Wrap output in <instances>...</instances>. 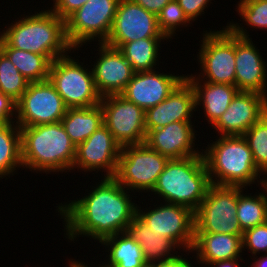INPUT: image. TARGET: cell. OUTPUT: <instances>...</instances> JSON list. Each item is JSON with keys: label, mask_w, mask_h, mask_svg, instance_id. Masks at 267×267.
I'll return each mask as SVG.
<instances>
[{"label": "cell", "mask_w": 267, "mask_h": 267, "mask_svg": "<svg viewBox=\"0 0 267 267\" xmlns=\"http://www.w3.org/2000/svg\"><path fill=\"white\" fill-rule=\"evenodd\" d=\"M95 186L88 195L57 206L61 219L64 218L66 238L71 241L86 236L100 243L125 232L136 214L137 204L131 201V192L114 177H102Z\"/></svg>", "instance_id": "obj_1"}, {"label": "cell", "mask_w": 267, "mask_h": 267, "mask_svg": "<svg viewBox=\"0 0 267 267\" xmlns=\"http://www.w3.org/2000/svg\"><path fill=\"white\" fill-rule=\"evenodd\" d=\"M20 132L23 169L46 174L72 170L76 146L61 121L22 127Z\"/></svg>", "instance_id": "obj_2"}, {"label": "cell", "mask_w": 267, "mask_h": 267, "mask_svg": "<svg viewBox=\"0 0 267 267\" xmlns=\"http://www.w3.org/2000/svg\"><path fill=\"white\" fill-rule=\"evenodd\" d=\"M35 12L12 20V23L1 31V37L11 47L46 55L53 61L68 52L73 53L76 49L67 40L65 20L49 8Z\"/></svg>", "instance_id": "obj_3"}, {"label": "cell", "mask_w": 267, "mask_h": 267, "mask_svg": "<svg viewBox=\"0 0 267 267\" xmlns=\"http://www.w3.org/2000/svg\"><path fill=\"white\" fill-rule=\"evenodd\" d=\"M202 154L212 185L248 189L257 182L261 186L262 174L243 135L219 136Z\"/></svg>", "instance_id": "obj_4"}, {"label": "cell", "mask_w": 267, "mask_h": 267, "mask_svg": "<svg viewBox=\"0 0 267 267\" xmlns=\"http://www.w3.org/2000/svg\"><path fill=\"white\" fill-rule=\"evenodd\" d=\"M203 154L171 159L159 175L152 193L165 203L182 205L195 212L211 186Z\"/></svg>", "instance_id": "obj_5"}, {"label": "cell", "mask_w": 267, "mask_h": 267, "mask_svg": "<svg viewBox=\"0 0 267 267\" xmlns=\"http://www.w3.org/2000/svg\"><path fill=\"white\" fill-rule=\"evenodd\" d=\"M74 58L68 53L52 61L49 81L55 86L67 108L99 105L102 96L96 89L92 69Z\"/></svg>", "instance_id": "obj_6"}, {"label": "cell", "mask_w": 267, "mask_h": 267, "mask_svg": "<svg viewBox=\"0 0 267 267\" xmlns=\"http://www.w3.org/2000/svg\"><path fill=\"white\" fill-rule=\"evenodd\" d=\"M222 29L203 32L197 55L201 72L185 74V79L235 85V34L227 26Z\"/></svg>", "instance_id": "obj_7"}, {"label": "cell", "mask_w": 267, "mask_h": 267, "mask_svg": "<svg viewBox=\"0 0 267 267\" xmlns=\"http://www.w3.org/2000/svg\"><path fill=\"white\" fill-rule=\"evenodd\" d=\"M169 159L146 143L121 147L114 178L132 192H152Z\"/></svg>", "instance_id": "obj_8"}, {"label": "cell", "mask_w": 267, "mask_h": 267, "mask_svg": "<svg viewBox=\"0 0 267 267\" xmlns=\"http://www.w3.org/2000/svg\"><path fill=\"white\" fill-rule=\"evenodd\" d=\"M238 187L211 185L194 212L195 233H222L243 237L236 217Z\"/></svg>", "instance_id": "obj_9"}, {"label": "cell", "mask_w": 267, "mask_h": 267, "mask_svg": "<svg viewBox=\"0 0 267 267\" xmlns=\"http://www.w3.org/2000/svg\"><path fill=\"white\" fill-rule=\"evenodd\" d=\"M120 0H88L66 20V37L74 48L98 41L104 43L110 35Z\"/></svg>", "instance_id": "obj_10"}, {"label": "cell", "mask_w": 267, "mask_h": 267, "mask_svg": "<svg viewBox=\"0 0 267 267\" xmlns=\"http://www.w3.org/2000/svg\"><path fill=\"white\" fill-rule=\"evenodd\" d=\"M67 107L55 86L48 80L29 82L16 102L15 123L20 127L60 122Z\"/></svg>", "instance_id": "obj_11"}, {"label": "cell", "mask_w": 267, "mask_h": 267, "mask_svg": "<svg viewBox=\"0 0 267 267\" xmlns=\"http://www.w3.org/2000/svg\"><path fill=\"white\" fill-rule=\"evenodd\" d=\"M142 210L137 205L136 214L158 234L171 239L180 249L189 255L195 234L194 212L185 206L160 203ZM148 210V211H147ZM146 211V212H145ZM182 247V248H181Z\"/></svg>", "instance_id": "obj_12"}, {"label": "cell", "mask_w": 267, "mask_h": 267, "mask_svg": "<svg viewBox=\"0 0 267 267\" xmlns=\"http://www.w3.org/2000/svg\"><path fill=\"white\" fill-rule=\"evenodd\" d=\"M103 124L121 146L145 143V111L121 94L102 97Z\"/></svg>", "instance_id": "obj_13"}, {"label": "cell", "mask_w": 267, "mask_h": 267, "mask_svg": "<svg viewBox=\"0 0 267 267\" xmlns=\"http://www.w3.org/2000/svg\"><path fill=\"white\" fill-rule=\"evenodd\" d=\"M226 26L235 34V86L267 96V63L259 49L244 26L231 21Z\"/></svg>", "instance_id": "obj_14"}, {"label": "cell", "mask_w": 267, "mask_h": 267, "mask_svg": "<svg viewBox=\"0 0 267 267\" xmlns=\"http://www.w3.org/2000/svg\"><path fill=\"white\" fill-rule=\"evenodd\" d=\"M150 37H165L159 29L157 15L132 0H120L110 35L104 43L119 49L124 43Z\"/></svg>", "instance_id": "obj_15"}, {"label": "cell", "mask_w": 267, "mask_h": 267, "mask_svg": "<svg viewBox=\"0 0 267 267\" xmlns=\"http://www.w3.org/2000/svg\"><path fill=\"white\" fill-rule=\"evenodd\" d=\"M121 146L103 124L76 147L72 170L104 172L103 177H114L118 167Z\"/></svg>", "instance_id": "obj_16"}, {"label": "cell", "mask_w": 267, "mask_h": 267, "mask_svg": "<svg viewBox=\"0 0 267 267\" xmlns=\"http://www.w3.org/2000/svg\"><path fill=\"white\" fill-rule=\"evenodd\" d=\"M267 113V96L238 91L227 110L211 126L218 136L243 135Z\"/></svg>", "instance_id": "obj_17"}, {"label": "cell", "mask_w": 267, "mask_h": 267, "mask_svg": "<svg viewBox=\"0 0 267 267\" xmlns=\"http://www.w3.org/2000/svg\"><path fill=\"white\" fill-rule=\"evenodd\" d=\"M98 45L99 58L97 55L96 62L91 64L96 89L102 97L121 94L135 71L118 48L105 43Z\"/></svg>", "instance_id": "obj_18"}, {"label": "cell", "mask_w": 267, "mask_h": 267, "mask_svg": "<svg viewBox=\"0 0 267 267\" xmlns=\"http://www.w3.org/2000/svg\"><path fill=\"white\" fill-rule=\"evenodd\" d=\"M184 79V74L157 70L135 72L121 95L146 111L164 101Z\"/></svg>", "instance_id": "obj_19"}, {"label": "cell", "mask_w": 267, "mask_h": 267, "mask_svg": "<svg viewBox=\"0 0 267 267\" xmlns=\"http://www.w3.org/2000/svg\"><path fill=\"white\" fill-rule=\"evenodd\" d=\"M193 126L192 121H176L152 129L146 134L145 143L169 160L201 155L202 149L194 148L197 132Z\"/></svg>", "instance_id": "obj_20"}, {"label": "cell", "mask_w": 267, "mask_h": 267, "mask_svg": "<svg viewBox=\"0 0 267 267\" xmlns=\"http://www.w3.org/2000/svg\"><path fill=\"white\" fill-rule=\"evenodd\" d=\"M196 111L193 87L184 79L164 101L145 111L146 132L176 121H191Z\"/></svg>", "instance_id": "obj_21"}, {"label": "cell", "mask_w": 267, "mask_h": 267, "mask_svg": "<svg viewBox=\"0 0 267 267\" xmlns=\"http://www.w3.org/2000/svg\"><path fill=\"white\" fill-rule=\"evenodd\" d=\"M243 251L242 237L231 234L195 233L191 253L198 264L210 265L216 261L228 259H244L241 257Z\"/></svg>", "instance_id": "obj_22"}, {"label": "cell", "mask_w": 267, "mask_h": 267, "mask_svg": "<svg viewBox=\"0 0 267 267\" xmlns=\"http://www.w3.org/2000/svg\"><path fill=\"white\" fill-rule=\"evenodd\" d=\"M126 232L141 246L147 264L171 260L183 254L178 253L177 250L181 249L171 239L153 231L137 214Z\"/></svg>", "instance_id": "obj_23"}, {"label": "cell", "mask_w": 267, "mask_h": 267, "mask_svg": "<svg viewBox=\"0 0 267 267\" xmlns=\"http://www.w3.org/2000/svg\"><path fill=\"white\" fill-rule=\"evenodd\" d=\"M195 93L196 109L204 110L205 119L212 126L227 110L233 97L239 91L235 85L216 84L200 79H186Z\"/></svg>", "instance_id": "obj_24"}, {"label": "cell", "mask_w": 267, "mask_h": 267, "mask_svg": "<svg viewBox=\"0 0 267 267\" xmlns=\"http://www.w3.org/2000/svg\"><path fill=\"white\" fill-rule=\"evenodd\" d=\"M100 244L108 252V263H101L102 267H143L147 264L141 246L126 231L104 238Z\"/></svg>", "instance_id": "obj_25"}, {"label": "cell", "mask_w": 267, "mask_h": 267, "mask_svg": "<svg viewBox=\"0 0 267 267\" xmlns=\"http://www.w3.org/2000/svg\"><path fill=\"white\" fill-rule=\"evenodd\" d=\"M61 123L70 140L77 147L103 125L102 106L99 104L94 107L67 108Z\"/></svg>", "instance_id": "obj_26"}, {"label": "cell", "mask_w": 267, "mask_h": 267, "mask_svg": "<svg viewBox=\"0 0 267 267\" xmlns=\"http://www.w3.org/2000/svg\"><path fill=\"white\" fill-rule=\"evenodd\" d=\"M0 50L29 82H42L49 79L50 67L53 61L49 56L11 47L2 37Z\"/></svg>", "instance_id": "obj_27"}, {"label": "cell", "mask_w": 267, "mask_h": 267, "mask_svg": "<svg viewBox=\"0 0 267 267\" xmlns=\"http://www.w3.org/2000/svg\"><path fill=\"white\" fill-rule=\"evenodd\" d=\"M164 40L167 41L168 39L166 37L139 39L124 43L119 50L135 72L153 71L156 70L157 64L159 66V49Z\"/></svg>", "instance_id": "obj_28"}, {"label": "cell", "mask_w": 267, "mask_h": 267, "mask_svg": "<svg viewBox=\"0 0 267 267\" xmlns=\"http://www.w3.org/2000/svg\"><path fill=\"white\" fill-rule=\"evenodd\" d=\"M21 167L20 127L15 122L0 124V179L10 178Z\"/></svg>", "instance_id": "obj_29"}, {"label": "cell", "mask_w": 267, "mask_h": 267, "mask_svg": "<svg viewBox=\"0 0 267 267\" xmlns=\"http://www.w3.org/2000/svg\"><path fill=\"white\" fill-rule=\"evenodd\" d=\"M261 189L263 192L251 196L243 194V187H238L236 217L243 232L267 221V195L262 187Z\"/></svg>", "instance_id": "obj_30"}, {"label": "cell", "mask_w": 267, "mask_h": 267, "mask_svg": "<svg viewBox=\"0 0 267 267\" xmlns=\"http://www.w3.org/2000/svg\"><path fill=\"white\" fill-rule=\"evenodd\" d=\"M29 81L0 50V92L17 102L26 91Z\"/></svg>", "instance_id": "obj_31"}, {"label": "cell", "mask_w": 267, "mask_h": 267, "mask_svg": "<svg viewBox=\"0 0 267 267\" xmlns=\"http://www.w3.org/2000/svg\"><path fill=\"white\" fill-rule=\"evenodd\" d=\"M258 171L267 173V113L243 134Z\"/></svg>", "instance_id": "obj_32"}, {"label": "cell", "mask_w": 267, "mask_h": 267, "mask_svg": "<svg viewBox=\"0 0 267 267\" xmlns=\"http://www.w3.org/2000/svg\"><path fill=\"white\" fill-rule=\"evenodd\" d=\"M157 18L159 29L167 39H172V37L176 36V29L192 24L177 0H171L166 4L157 15Z\"/></svg>", "instance_id": "obj_33"}, {"label": "cell", "mask_w": 267, "mask_h": 267, "mask_svg": "<svg viewBox=\"0 0 267 267\" xmlns=\"http://www.w3.org/2000/svg\"><path fill=\"white\" fill-rule=\"evenodd\" d=\"M237 13L251 28L267 30V0H240Z\"/></svg>", "instance_id": "obj_34"}, {"label": "cell", "mask_w": 267, "mask_h": 267, "mask_svg": "<svg viewBox=\"0 0 267 267\" xmlns=\"http://www.w3.org/2000/svg\"><path fill=\"white\" fill-rule=\"evenodd\" d=\"M242 244L243 250H249L253 257H258L257 254H260V252L267 254V221L245 230Z\"/></svg>", "instance_id": "obj_35"}, {"label": "cell", "mask_w": 267, "mask_h": 267, "mask_svg": "<svg viewBox=\"0 0 267 267\" xmlns=\"http://www.w3.org/2000/svg\"><path fill=\"white\" fill-rule=\"evenodd\" d=\"M211 1L212 0H177L184 14L191 22L198 20V17L205 13L204 10L210 6L212 3Z\"/></svg>", "instance_id": "obj_36"}, {"label": "cell", "mask_w": 267, "mask_h": 267, "mask_svg": "<svg viewBox=\"0 0 267 267\" xmlns=\"http://www.w3.org/2000/svg\"><path fill=\"white\" fill-rule=\"evenodd\" d=\"M88 0H53L51 10L66 20L72 13L83 6Z\"/></svg>", "instance_id": "obj_37"}, {"label": "cell", "mask_w": 267, "mask_h": 267, "mask_svg": "<svg viewBox=\"0 0 267 267\" xmlns=\"http://www.w3.org/2000/svg\"><path fill=\"white\" fill-rule=\"evenodd\" d=\"M15 119L16 102L9 96L0 92V124L14 123Z\"/></svg>", "instance_id": "obj_38"}, {"label": "cell", "mask_w": 267, "mask_h": 267, "mask_svg": "<svg viewBox=\"0 0 267 267\" xmlns=\"http://www.w3.org/2000/svg\"><path fill=\"white\" fill-rule=\"evenodd\" d=\"M148 12L158 15L171 0H132Z\"/></svg>", "instance_id": "obj_39"}, {"label": "cell", "mask_w": 267, "mask_h": 267, "mask_svg": "<svg viewBox=\"0 0 267 267\" xmlns=\"http://www.w3.org/2000/svg\"><path fill=\"white\" fill-rule=\"evenodd\" d=\"M190 262L191 261H188V259L183 257V255H179L174 259L156 262L150 265L151 267H194V265Z\"/></svg>", "instance_id": "obj_40"}, {"label": "cell", "mask_w": 267, "mask_h": 267, "mask_svg": "<svg viewBox=\"0 0 267 267\" xmlns=\"http://www.w3.org/2000/svg\"><path fill=\"white\" fill-rule=\"evenodd\" d=\"M239 259H228L223 261H216L209 265V267H240Z\"/></svg>", "instance_id": "obj_41"}, {"label": "cell", "mask_w": 267, "mask_h": 267, "mask_svg": "<svg viewBox=\"0 0 267 267\" xmlns=\"http://www.w3.org/2000/svg\"><path fill=\"white\" fill-rule=\"evenodd\" d=\"M256 258L257 257L254 256V262L250 265L251 267H267V254H264L257 259Z\"/></svg>", "instance_id": "obj_42"}, {"label": "cell", "mask_w": 267, "mask_h": 267, "mask_svg": "<svg viewBox=\"0 0 267 267\" xmlns=\"http://www.w3.org/2000/svg\"><path fill=\"white\" fill-rule=\"evenodd\" d=\"M76 259H71L68 262V267H91V266H87L84 262H79L78 260L75 261ZM99 267H102L100 264L98 265Z\"/></svg>", "instance_id": "obj_43"}, {"label": "cell", "mask_w": 267, "mask_h": 267, "mask_svg": "<svg viewBox=\"0 0 267 267\" xmlns=\"http://www.w3.org/2000/svg\"><path fill=\"white\" fill-rule=\"evenodd\" d=\"M264 175H266V176H264ZM262 177H263V178H262L261 186H260V187H262V188L264 189V191H266L265 193H266V195H267V173L263 174ZM264 177H265V178H264Z\"/></svg>", "instance_id": "obj_44"}, {"label": "cell", "mask_w": 267, "mask_h": 267, "mask_svg": "<svg viewBox=\"0 0 267 267\" xmlns=\"http://www.w3.org/2000/svg\"><path fill=\"white\" fill-rule=\"evenodd\" d=\"M143 267H151V265L150 264H146L145 266H143Z\"/></svg>", "instance_id": "obj_45"}]
</instances>
